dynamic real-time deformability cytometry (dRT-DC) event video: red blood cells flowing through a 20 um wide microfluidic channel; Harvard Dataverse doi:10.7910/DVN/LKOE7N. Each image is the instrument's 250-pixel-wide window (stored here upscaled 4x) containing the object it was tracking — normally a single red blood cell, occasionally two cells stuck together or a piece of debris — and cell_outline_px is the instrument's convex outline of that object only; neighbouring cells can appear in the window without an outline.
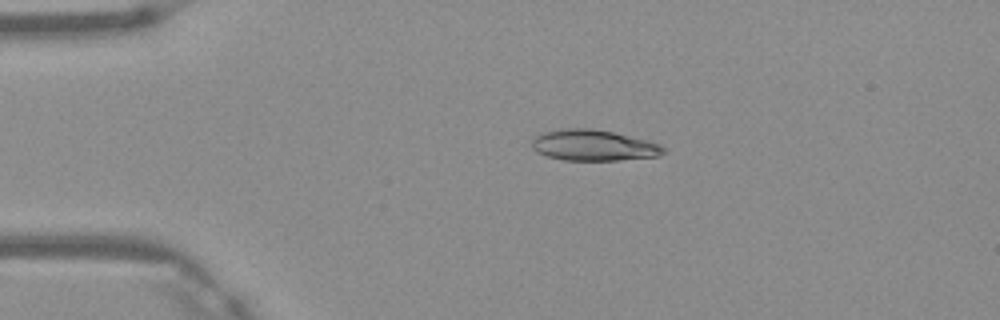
{"species": "Egyptian fruit bat (a non-hibernating species)", "species_latin": "Rousettus aegyptiacus", "temperature_condition": "warm", "stored_images_in_passage": 4, "camera_frame_rate_fps": 3000, "um_per_image_px": 0.085, "frame": {"image": 1, "passage_image": 3, "time_ms": 0.667, "image_size_px": [1000, 320], "cell_outline_px": [[664, 152], [660, 156], [620, 160], [564, 160], [548, 156], [536, 152], [532, 148], [532, 140], [536, 136], [544, 132], [564, 128], [588, 128], [612, 132], [648, 140], [660, 144], [664, 148]], "centroid_in_image_um": [50.45, 12.35], "position_along_channel_um": 34.5, "area_um2": 23.64}}